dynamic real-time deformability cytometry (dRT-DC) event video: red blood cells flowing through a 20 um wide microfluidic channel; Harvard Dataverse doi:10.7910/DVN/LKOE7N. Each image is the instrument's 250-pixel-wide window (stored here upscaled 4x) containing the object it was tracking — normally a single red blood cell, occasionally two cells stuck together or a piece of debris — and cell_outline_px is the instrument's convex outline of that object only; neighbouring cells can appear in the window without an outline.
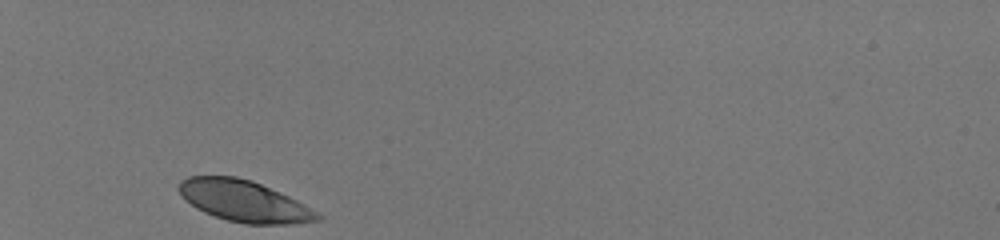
{"species": "human", "species_latin": "Homo sapiens", "temperature_condition": "room temperature", "stored_images_in_passage": 29, "camera_frame_rate_fps": 3000, "um_per_image_px": 0.085, "donor": {"sex": "male"}, "frame": {"image": 1, "passage_image": 1, "time_ms": 0.0, "image_size_px": [1000, 240], "cell_outline_px": [[324, 220], [292, 224], [244, 224], [228, 220], [204, 212], [196, 208], [184, 200], [180, 192], [180, 180], [188, 176], [236, 176], [252, 180], [288, 196], [304, 204], [324, 216]], "centroid_in_image_um": [20.77, 17.1], "position_along_channel_um": 64.2, "area_um2": 33.35}}
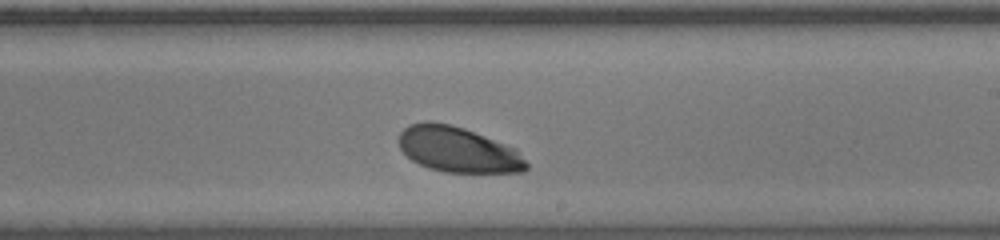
{"frame": {"image": 2, "passage_image": 17, "time_ms": 5.333, "image_size_px": [1000, 240], "cell_outline_px": [[528, 168], [524, 172], [444, 172], [428, 168], [412, 160], [400, 148], [400, 132], [408, 124], [424, 120], [432, 120], [464, 128], [516, 148], [528, 164]], "centroid_in_image_um": [38.93, 12.7], "position_along_channel_um": 250.1, "area_um2": 33.81}}
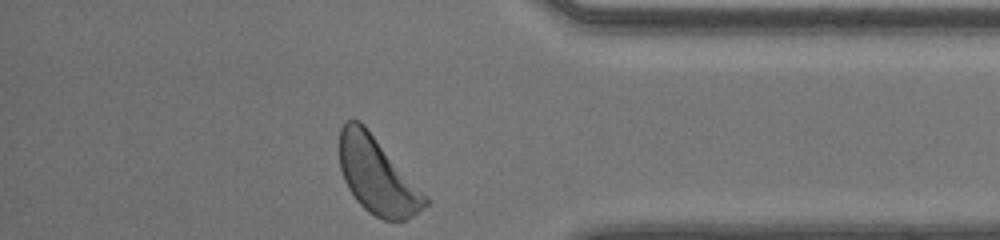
{"frame": {"image": 3, "passage_image": 29, "time_ms": 9.333, "image_size_px": [1000, 240], "cell_outline_px": [[428, 204], [412, 216], [404, 220], [384, 220], [368, 212], [356, 200], [348, 188], [344, 180], [340, 168], [340, 128], [344, 120], [360, 120], [364, 124], [428, 196]], "centroid_in_image_um": [32.05, 14.92], "position_along_channel_um": 403.1, "area_um2": 38.09}, "authors_computed_cell_mechanics": {"area_um2": 34.7378, "velocity_mm_per_s": 4.0262, "shape_relaxation_time_tau1_ms": 1.3263, "shape_relaxation_time_tau2_ms": 2.9115, "deformation_change_tau1": 0.1016, "deformation_change_tau2": 0.0853}}